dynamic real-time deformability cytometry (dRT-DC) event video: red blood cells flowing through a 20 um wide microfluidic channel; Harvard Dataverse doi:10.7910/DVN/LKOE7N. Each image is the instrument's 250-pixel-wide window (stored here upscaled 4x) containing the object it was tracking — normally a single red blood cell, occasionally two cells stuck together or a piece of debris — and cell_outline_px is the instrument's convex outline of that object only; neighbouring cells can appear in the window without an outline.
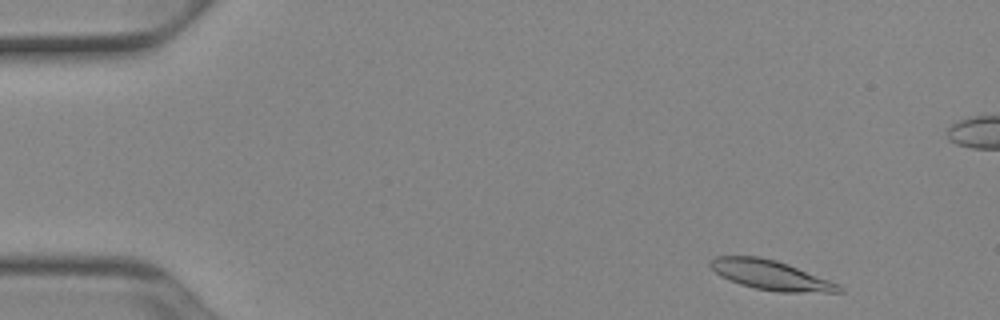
{"species": "Egyptian fruit bat (a non-hibernating species)", "species_latin": "Rousettus aegyptiacus", "temperature_condition": "cold", "stored_images_in_passage": 51, "camera_frame_rate_fps": 3000, "um_per_image_px": 0.085, "animal": {"sex": "female"}, "frame": {"image": 1, "passage_image": 3, "time_ms": 0.667, "image_size_px": [1000, 320], "cell_outline_px": [[844, 292], [780, 292], [756, 288], [740, 284], [728, 280], [720, 276], [708, 264], [708, 260], [716, 256], [760, 256], [776, 260], [788, 264], [840, 284], [844, 288]], "centroid_in_image_um": [65.51, 23.37], "position_along_channel_um": 19.5, "area_um2": 22.25}}
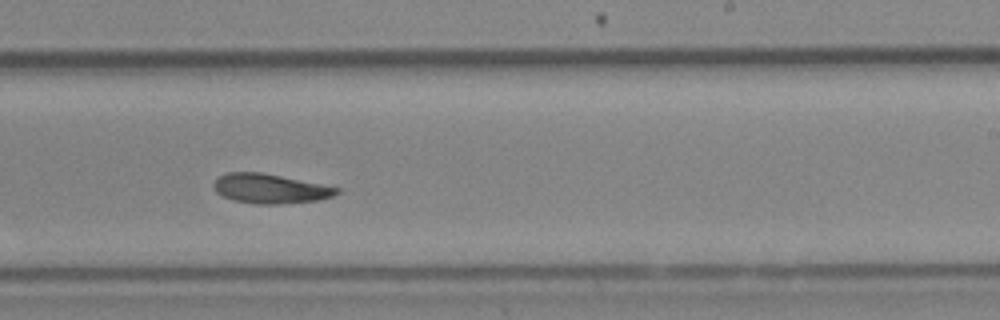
{"frame": {"image": 2, "passage_image": 30, "time_ms": 9.667, "image_size_px": [1000, 320], "cell_outline_px": [[340, 192], [332, 196], [320, 200], [280, 204], [256, 204], [232, 200], [216, 192], [212, 188], [212, 184], [220, 176], [228, 172], [260, 172], [340, 188]], "centroid_in_image_um": [22.93, 16.04], "position_along_channel_um": 266.1, "area_um2": 21.04}}
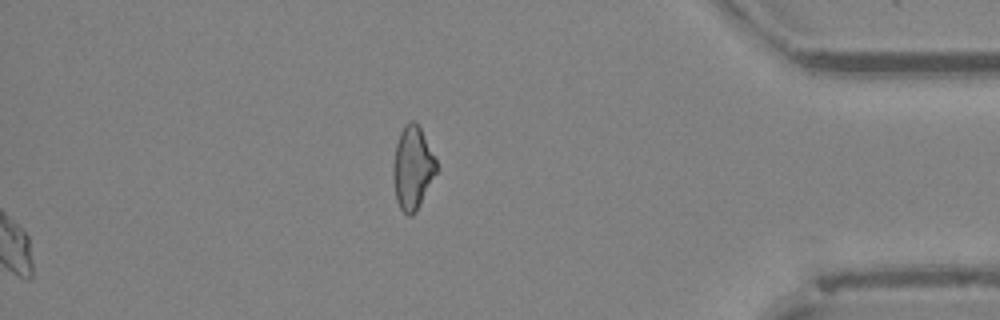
{"frame": {"image": 3, "passage_image": 51, "time_ms": 16.667, "image_size_px": [1000, 320], "cell_outline_px": [[440, 168], [416, 212], [412, 216], [408, 216], [400, 208], [396, 200], [392, 172], [392, 164], [396, 144], [400, 132], [404, 124], [412, 120], [416, 120]], "centroid_in_image_um": [35.07, 14.28], "position_along_channel_um": 400.1, "area_um2": 21.27}, "authors_computed_cell_mechanics": {"area_um2": 21.5594, "velocity_mm_per_s": 3.8557, "shape_relaxation_time_tau1_ms": 3.6888, "shape_relaxation_time_tau2_ms": 8.7214, "deformation_change_tau1": 0.1261, "deformation_change_tau2": 0.1632}}